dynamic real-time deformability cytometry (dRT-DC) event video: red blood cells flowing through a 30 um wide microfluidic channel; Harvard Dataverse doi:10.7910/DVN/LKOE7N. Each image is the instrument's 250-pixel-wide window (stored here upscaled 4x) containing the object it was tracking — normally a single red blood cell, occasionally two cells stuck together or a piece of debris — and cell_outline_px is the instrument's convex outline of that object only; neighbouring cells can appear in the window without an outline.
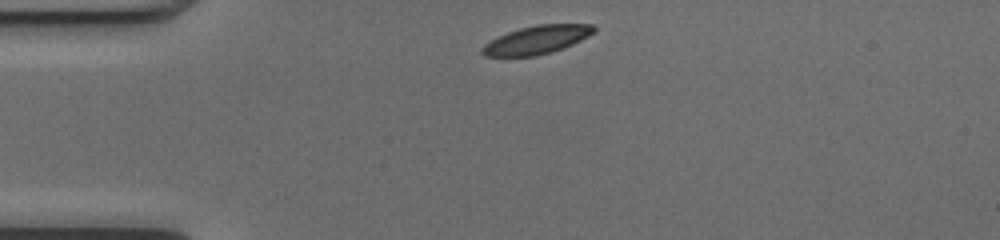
{"species": "common noctule bat (a hibernating species)", "species_latin": "Nyctalus noctula", "temperature_condition": "cold", "stored_images_in_passage": 40, "camera_frame_rate_fps": 3000, "um_per_image_px": 0.085, "animal": {"sex": "female", "body_mass_g": 17.0, "forearm_length_mm": 48.0}, "frame": {"image": 1, "passage_image": 1, "time_ms": 0.0, "image_size_px": [1000, 240], "cell_outline_px": [[596, 32], [572, 44], [552, 52], [536, 56], [484, 56], [480, 52], [480, 48], [484, 44], [508, 32], [520, 28], [536, 24], [592, 24], [596, 28]], "centroid_in_image_um": [45.63, 3.38], "position_along_channel_um": 39.4, "area_um2": 18.38}}
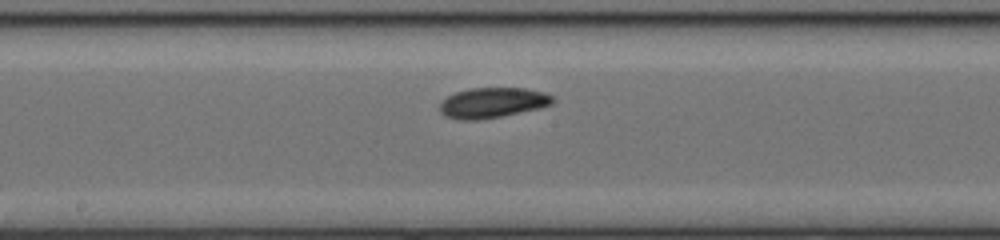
{"frame": {"image": 2, "passage_image": 16, "time_ms": 5.0, "image_size_px": [1000, 240], "cell_outline_px": [[556, 100], [552, 104], [540, 108], [500, 116], [476, 120], [460, 120], [444, 116], [440, 112], [440, 104], [448, 96], [456, 92], [468, 88], [524, 88], [544, 92], [552, 96]], "centroid_in_image_um": [41.87, 8.73], "position_along_channel_um": 206.3, "area_um2": 19.88}}
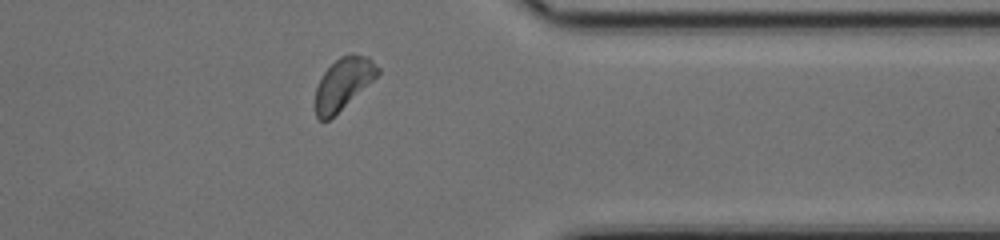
{"frame": {"image": 3, "passage_image": 30, "time_ms": 9.667, "image_size_px": [1000, 240], "cell_outline_px": [[380, 72], [372, 80], [328, 120], [320, 120], [316, 116], [316, 88], [324, 72], [340, 56], [352, 52], [368, 56], [380, 68]], "centroid_in_image_um": [29.18, 7.05], "position_along_channel_um": 382.2, "area_um2": 18.21}, "authors_computed_cell_mechanics": {"area_um2": 19.1607, "velocity_mm_per_s": 4.0055, "shape_relaxation_time_tau1_ms": 8.4143, "shape_relaxation_time_tau2_ms": null, "deformation_change_tau1": 0.1436, "deformation_change_tau2": null}}